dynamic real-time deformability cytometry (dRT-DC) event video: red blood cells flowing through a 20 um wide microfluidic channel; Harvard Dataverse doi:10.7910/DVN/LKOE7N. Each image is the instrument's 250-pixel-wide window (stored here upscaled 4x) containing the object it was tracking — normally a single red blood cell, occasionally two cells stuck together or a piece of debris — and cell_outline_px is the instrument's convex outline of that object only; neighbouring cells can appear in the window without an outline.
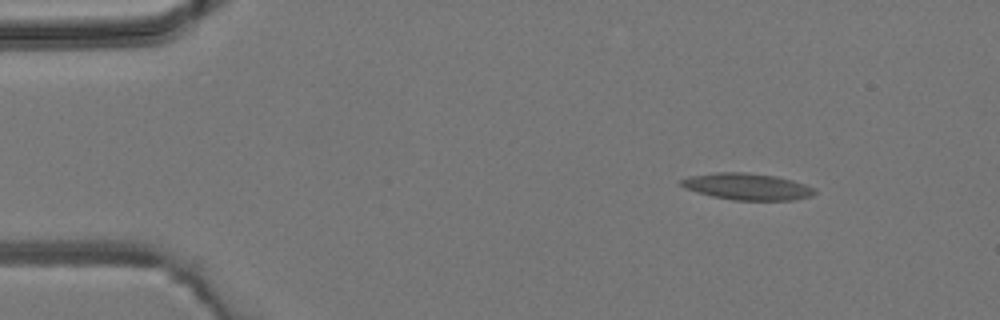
{"species": "common noctule bat (a hibernating species)", "species_latin": "Nyctalus noctula", "temperature_condition": "room temperature", "stored_images_in_passage": 6, "camera_frame_rate_fps": 3000, "um_per_image_px": 0.085, "animal": {"sex": "male", "body_mass_g": 19.2, "forearm_length_mm": 51.8}, "frame": {"image": 1, "passage_image": 1, "time_ms": 0.0, "image_size_px": [1000, 320], "cell_outline_px": [[816, 192], [812, 196], [796, 200], [732, 200], [712, 196], [696, 192], [680, 184], [680, 180], [688, 176], [716, 172], [744, 172], [776, 176], [792, 180], [816, 188]], "centroid_in_image_um": [63.53, 15.86], "position_along_channel_um": 21.5, "area_um2": 20.75}}
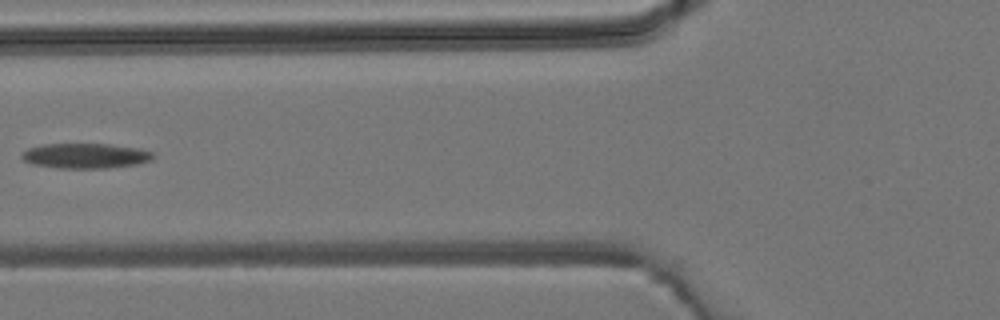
{"frame": {"image": 2, "passage_image": 5, "time_ms": 4.667, "image_size_px": [1000, 320], "cell_outline_px": [[156, 156], [152, 160], [136, 164], [108, 168], [60, 168], [32, 164], [24, 160], [20, 156], [28, 148], [44, 144], [108, 144], [140, 148], [152, 152]], "centroid_in_image_um": [7.3, 13.24], "position_along_channel_um": 118.5, "area_um2": 19.19}}
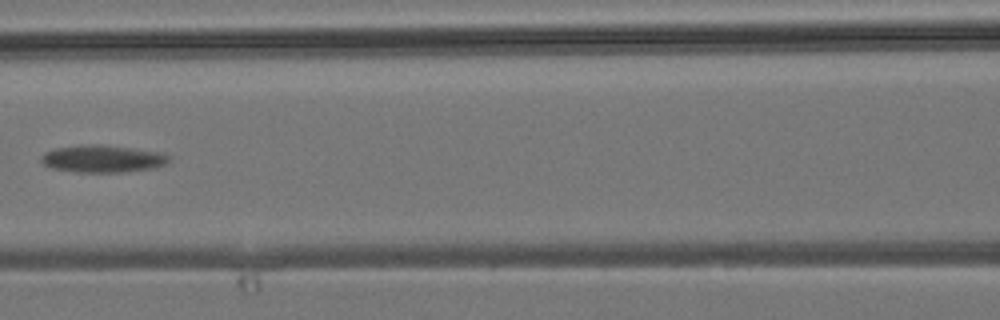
{"frame": {"image": 3, "passage_image": 6, "time_ms": 5.667, "image_size_px": [1000, 320], "cell_outline_px": [[172, 156], [164, 164], [156, 168], [124, 172], [76, 172], [52, 168], [44, 164], [40, 160], [40, 156], [44, 152], [56, 148], [80, 144], [100, 144], [164, 152]], "centroid_in_image_um": [8.73, 13.48], "position_along_channel_um": 157.9, "area_um2": 20.63}}